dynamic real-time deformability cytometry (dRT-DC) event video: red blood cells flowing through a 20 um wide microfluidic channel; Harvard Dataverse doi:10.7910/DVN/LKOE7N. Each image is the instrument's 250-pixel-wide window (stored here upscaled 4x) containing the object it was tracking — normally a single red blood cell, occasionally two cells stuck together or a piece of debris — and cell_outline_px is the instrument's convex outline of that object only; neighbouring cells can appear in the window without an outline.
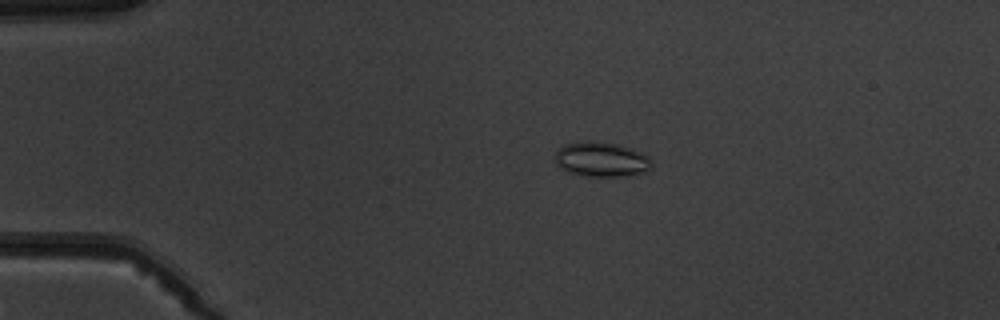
{"species": "common noctule bat (a hibernating species)", "species_latin": "Nyctalus noctula", "temperature_condition": "warm", "stored_images_in_passage": 10, "camera_frame_rate_fps": 3000, "um_per_image_px": 0.085, "animal": {"sex": "male", "body_mass_g": 19.5, "forearm_length_mm": 54.6}, "frame": {"image": 1, "passage_image": 4, "time_ms": 3.333, "image_size_px": [1000, 320], "cell_outline_px": [[652, 164], [644, 172], [624, 176], [584, 176], [564, 172], [556, 164], [556, 148], [564, 144], [588, 140], [592, 140], [632, 148], [648, 156]], "centroid_in_image_um": [51.04, 13.55], "position_along_channel_um": 34.0, "area_um2": 19.65}}
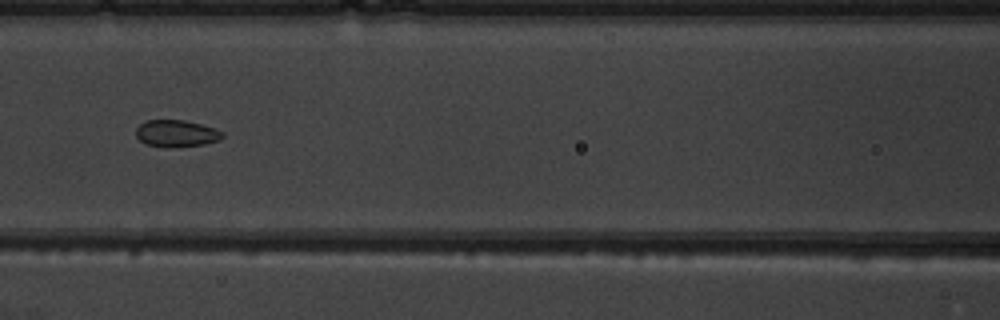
{"frame": {"image": 2, "passage_image": 7, "time_ms": 7.667, "image_size_px": [1000, 320], "cell_outline_px": [[224, 136], [220, 140], [204, 144], [144, 144], [136, 136], [136, 128], [140, 124], [148, 120], [184, 120], [216, 128], [224, 132]], "centroid_in_image_um": [15.03, 11.28], "position_along_channel_um": 151.6, "area_um2": 12.83}}
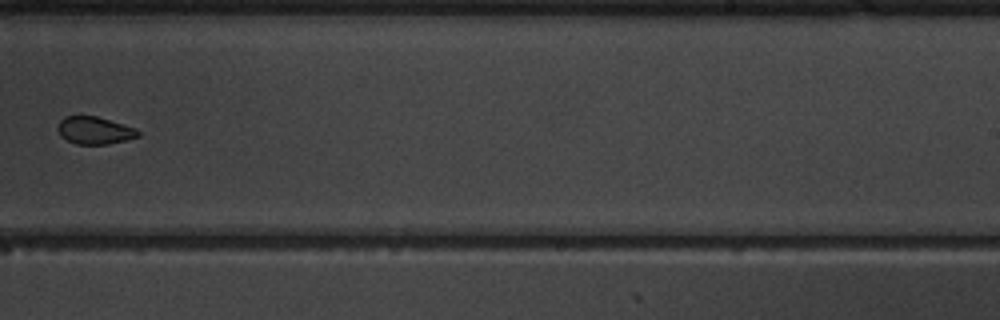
{"frame": {"image": 3, "passage_image": 10, "time_ms": 11.0, "image_size_px": [1000, 320], "cell_outline_px": [[140, 136], [128, 140], [108, 144], [76, 144], [60, 136], [56, 128], [60, 120], [64, 116], [96, 116], [136, 128], [140, 132]], "centroid_in_image_um": [8.04, 11.09], "position_along_channel_um": 281.0, "area_um2": 12.95}}